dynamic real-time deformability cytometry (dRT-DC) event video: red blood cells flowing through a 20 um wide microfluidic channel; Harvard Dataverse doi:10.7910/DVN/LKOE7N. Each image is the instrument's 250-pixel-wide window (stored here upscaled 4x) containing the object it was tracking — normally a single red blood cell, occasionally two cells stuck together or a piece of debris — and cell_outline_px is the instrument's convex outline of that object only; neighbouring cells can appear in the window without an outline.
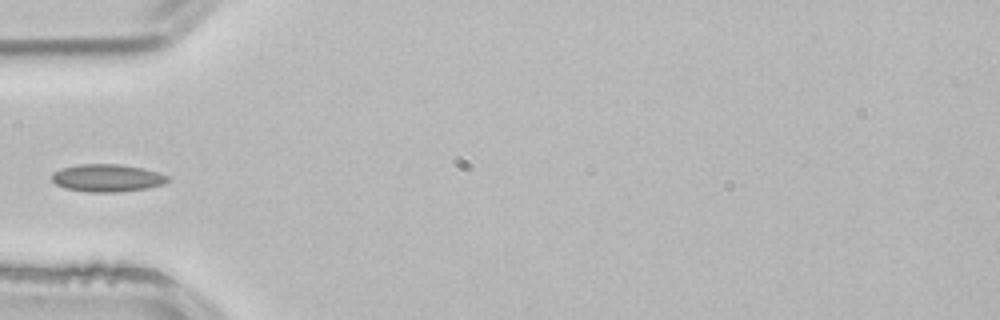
{"species": "common noctule bat (a hibernating species)", "species_latin": "Nyctalus noctula", "temperature_condition": "room temperature", "stored_images_in_passage": 3, "camera_frame_rate_fps": 3000, "um_per_image_px": 0.085, "animal": {"sex": "male", "body_mass_g": 21.5, "forearm_length_mm": 52.0}, "frame": {"image": 1, "passage_image": 3, "time_ms": 0.667, "image_size_px": [1000, 320], "cell_outline_px": [[168, 180], [164, 184], [148, 188], [120, 192], [88, 192], [64, 188], [56, 184], [52, 180], [52, 172], [60, 168], [76, 164], [120, 164], [144, 168], [168, 176]], "centroid_in_image_um": [9.08, 15.12], "position_along_channel_um": 75.9, "area_um2": 18.79}}